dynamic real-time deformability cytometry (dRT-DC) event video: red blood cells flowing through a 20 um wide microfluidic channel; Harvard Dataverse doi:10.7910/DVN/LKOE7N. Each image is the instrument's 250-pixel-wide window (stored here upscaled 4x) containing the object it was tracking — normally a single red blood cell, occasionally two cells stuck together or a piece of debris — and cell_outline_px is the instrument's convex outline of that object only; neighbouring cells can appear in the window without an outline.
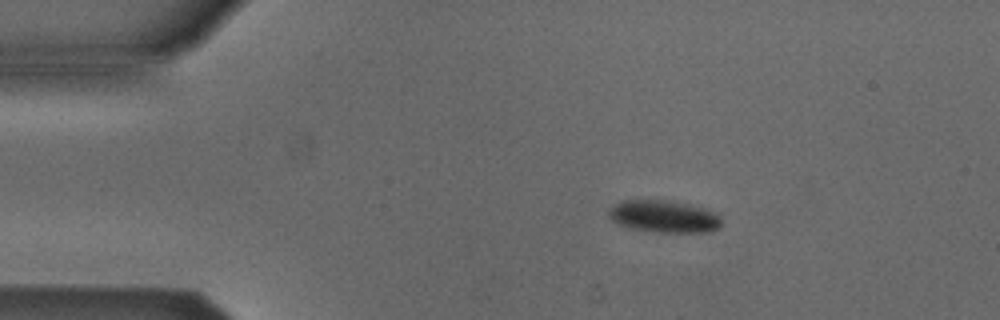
{"species": "Egyptian fruit bat (a non-hibernating species)", "species_latin": "Rousettus aegyptiacus", "temperature_condition": "cold", "stored_images_in_passage": 4, "camera_frame_rate_fps": 3000, "um_per_image_px": 0.085, "animal": {"sex": "male"}, "frame": {"image": 1, "passage_image": 3, "time_ms": 2.333, "image_size_px": [1000, 320], "cell_outline_px": [[720, 228], [708, 232], [656, 232], [632, 228], [620, 224], [612, 220], [608, 216], [608, 212], [616, 204], [624, 200], [668, 200], [688, 204], [704, 208], [716, 212], [720, 216]], "centroid_in_image_um": [56.48, 18.4], "position_along_channel_um": 28.5, "area_um2": 21.04}}